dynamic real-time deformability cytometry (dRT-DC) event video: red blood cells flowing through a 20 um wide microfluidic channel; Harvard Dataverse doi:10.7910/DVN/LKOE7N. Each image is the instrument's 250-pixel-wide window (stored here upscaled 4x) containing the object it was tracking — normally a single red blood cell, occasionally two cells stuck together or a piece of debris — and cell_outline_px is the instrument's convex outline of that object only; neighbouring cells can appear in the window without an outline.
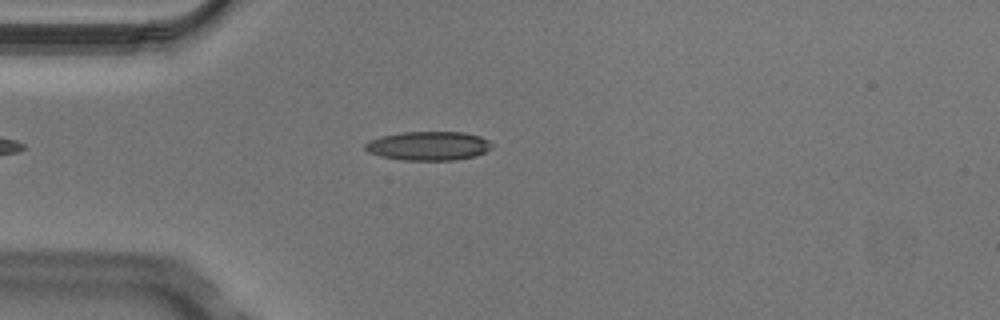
{"species": "Egyptian fruit bat (a non-hibernating species)", "species_latin": "Rousettus aegyptiacus", "temperature_condition": "cold", "stored_images_in_passage": 2, "camera_frame_rate_fps": 3000, "um_per_image_px": 0.085, "animal": {"sex": "male"}, "frame": {"image": 1, "passage_image": 1, "time_ms": 0.0, "image_size_px": [1000, 320], "cell_outline_px": [[492, 148], [476, 156], [456, 160], [404, 160], [380, 156], [368, 152], [364, 148], [364, 144], [368, 140], [380, 136], [404, 132], [464, 132], [480, 136], [488, 140], [492, 144]], "centroid_in_image_um": [36.41, 12.4], "position_along_channel_um": 48.6, "area_um2": 21.5}}